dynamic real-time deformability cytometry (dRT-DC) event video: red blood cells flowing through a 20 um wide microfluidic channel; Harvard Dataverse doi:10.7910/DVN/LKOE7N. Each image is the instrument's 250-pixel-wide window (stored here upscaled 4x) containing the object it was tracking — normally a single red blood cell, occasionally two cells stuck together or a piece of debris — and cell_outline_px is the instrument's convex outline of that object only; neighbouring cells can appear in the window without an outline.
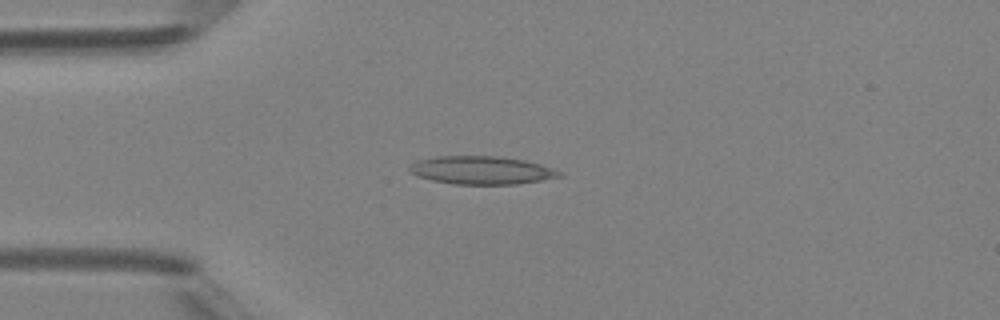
{"species": "Egyptian fruit bat (a non-hibernating species)", "species_latin": "Rousettus aegyptiacus", "temperature_condition": "room temperature", "stored_images_in_passage": 4, "camera_frame_rate_fps": 3000, "um_per_image_px": 0.085, "animal": {"sex": "female"}, "frame": {"image": 1, "passage_image": 2, "time_ms": 2.0, "image_size_px": [1000, 320], "cell_outline_px": [[564, 176], [516, 184], [452, 184], [432, 180], [416, 176], [408, 168], [416, 160], [436, 156], [496, 156], [524, 160], [540, 164], [552, 168], [560, 172]], "centroid_in_image_um": [40.9, 14.47], "position_along_channel_um": 44.1, "area_um2": 24.45}}
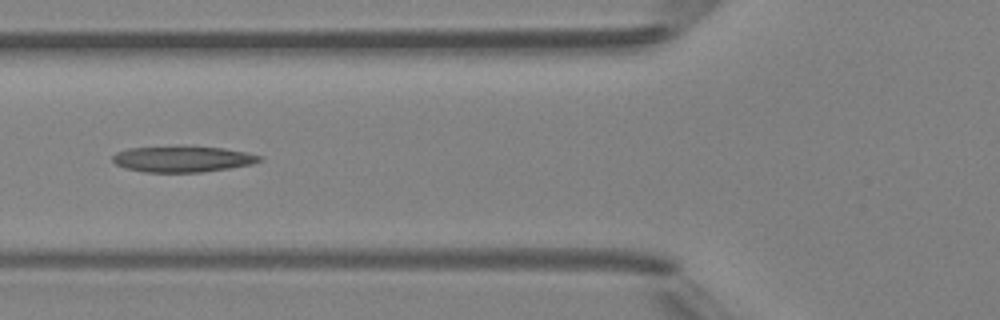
{"frame": {"image": 2, "passage_image": 4, "time_ms": 4.0, "image_size_px": [1000, 320], "cell_outline_px": [[264, 160], [252, 164], [228, 168], [200, 172], [144, 172], [124, 168], [116, 164], [112, 160], [112, 156], [116, 152], [128, 148], [176, 144], [224, 148], [264, 156]], "centroid_in_image_um": [15.49, 13.48], "position_along_channel_um": 110.3, "area_um2": 23.0}}